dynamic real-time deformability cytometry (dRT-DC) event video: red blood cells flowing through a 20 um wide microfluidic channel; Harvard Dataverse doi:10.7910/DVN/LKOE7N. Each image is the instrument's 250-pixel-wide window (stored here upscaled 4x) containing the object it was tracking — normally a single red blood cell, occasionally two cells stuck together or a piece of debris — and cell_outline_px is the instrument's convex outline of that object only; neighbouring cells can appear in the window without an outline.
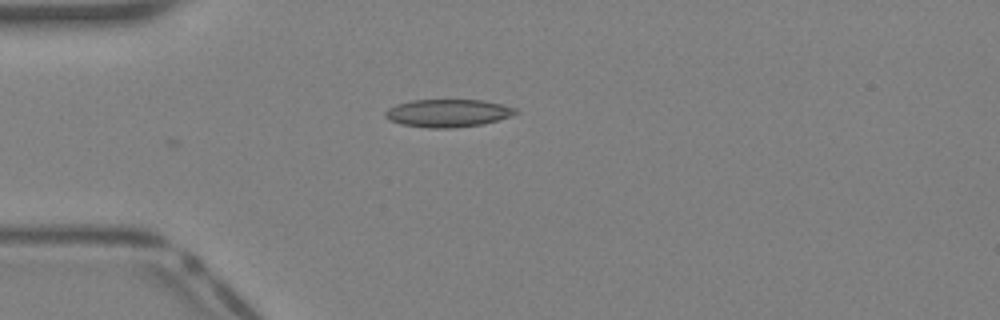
{"species": "Egyptian fruit bat (a non-hibernating species)", "species_latin": "Rousettus aegyptiacus", "temperature_condition": "warm", "stored_images_in_passage": 6, "camera_frame_rate_fps": 3000, "um_per_image_px": 0.085, "animal": {"sex": "female"}, "frame": {"image": 1, "passage_image": 6, "time_ms": 1.667, "image_size_px": [1000, 320], "cell_outline_px": [[520, 112], [512, 116], [484, 124], [452, 128], [428, 128], [400, 124], [388, 120], [384, 116], [384, 112], [388, 108], [396, 104], [412, 100], [484, 100], [504, 104], [516, 108]], "centroid_in_image_um": [38.09, 9.61], "position_along_channel_um": 46.9, "area_um2": 21.44}}